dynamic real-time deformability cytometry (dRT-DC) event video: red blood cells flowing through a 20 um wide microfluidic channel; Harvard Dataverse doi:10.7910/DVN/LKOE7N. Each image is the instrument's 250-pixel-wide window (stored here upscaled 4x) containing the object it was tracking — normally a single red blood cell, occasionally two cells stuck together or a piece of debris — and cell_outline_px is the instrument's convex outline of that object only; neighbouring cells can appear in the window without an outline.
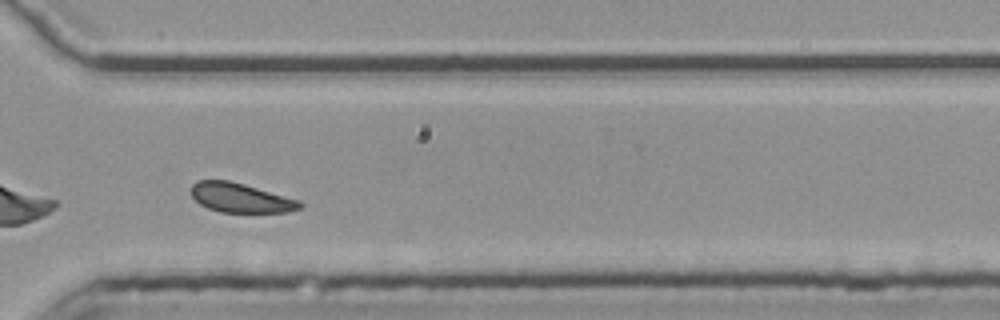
{"species": "common noctule bat (a hibernating species)", "species_latin": "Nyctalus noctula", "temperature_condition": "room temperature", "stored_images_in_passage": 35, "camera_frame_rate_fps": 3000, "um_per_image_px": 0.085, "animal": {"sex": "female", "body_mass_g": 25.1}, "frame": {"image": 1, "passage_image": 25, "time_ms": 8.0, "image_size_px": [1000, 320], "cell_outline_px": [[304, 208], [288, 212], [220, 212], [208, 208], [200, 204], [192, 196], [192, 184], [200, 180], [228, 180], [244, 184], [300, 200], [304, 204]], "centroid_in_image_um": [20.5, 16.82], "position_along_channel_um": 350.1, "area_um2": 18.61}, "authors_computed_cell_mechanics": {"area_um2": 19.1896, "velocity_mm_per_s": 3.7088, "shape_relaxation_time_tau1_ms": null, "shape_relaxation_time_tau2_ms": 3.6772, "deformation_change_tau1": null, "deformation_change_tau2": 0.0905}}